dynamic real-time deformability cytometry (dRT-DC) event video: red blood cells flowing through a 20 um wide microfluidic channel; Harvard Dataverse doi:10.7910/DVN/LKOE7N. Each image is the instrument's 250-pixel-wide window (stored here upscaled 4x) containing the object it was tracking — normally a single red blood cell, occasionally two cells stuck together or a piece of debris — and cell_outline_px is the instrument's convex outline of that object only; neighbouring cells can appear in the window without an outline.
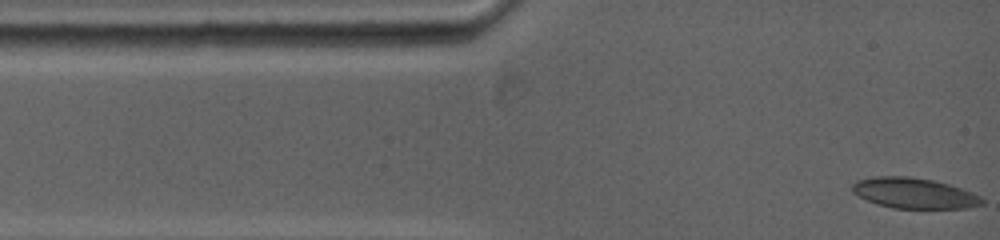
{"species": "common noctule bat (a hibernating species)", "species_latin": "Nyctalus noctula", "temperature_condition": "warm", "stored_images_in_passage": 7, "camera_frame_rate_fps": 5000, "um_per_image_px": 0.085, "animal": {"sex": "female", "body_mass_g": 19.0, "forearm_length_mm": 53.3}, "frame": {"image": 1, "passage_image": 1, "time_ms": 0.0, "image_size_px": [1000, 240], "cell_outline_px": [[984, 204], [968, 208], [892, 208], [876, 204], [852, 192], [852, 184], [856, 180], [872, 176], [912, 176], [932, 180], [948, 184], [972, 192], [980, 196], [984, 200]], "centroid_in_image_um": [77.69, 16.41], "position_along_channel_um": 7.3, "area_um2": 23.18}}
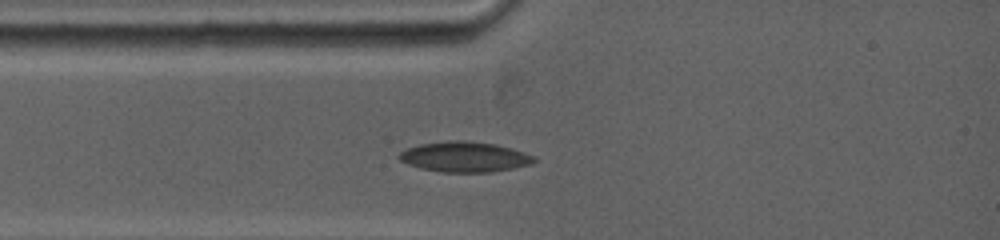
{"frame": {"image": 2, "passage_image": 7, "time_ms": 2.2, "image_size_px": [1000, 240], "cell_outline_px": [[536, 160], [532, 164], [492, 172], [440, 172], [420, 168], [408, 164], [400, 160], [396, 156], [404, 148], [420, 144], [452, 140], [464, 140], [496, 144], [512, 148], [536, 156]], "centroid_in_image_um": [39.48, 13.33], "position_along_channel_um": 45.5, "area_um2": 24.04}}